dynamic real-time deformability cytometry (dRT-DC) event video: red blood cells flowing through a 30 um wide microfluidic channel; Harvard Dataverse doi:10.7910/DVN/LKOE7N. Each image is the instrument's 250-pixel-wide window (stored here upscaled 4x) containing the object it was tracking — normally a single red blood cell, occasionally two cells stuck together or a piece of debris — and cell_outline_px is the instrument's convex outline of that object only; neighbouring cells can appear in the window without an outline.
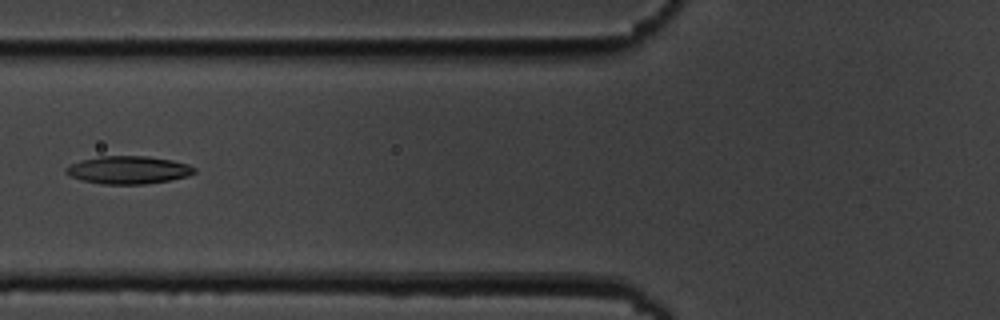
{"species": "common noctule bat (a hibernating species)", "species_latin": "Nyctalus noctula", "temperature_condition": "cold", "stored_images_in_passage": 14, "camera_frame_rate_fps": 3000, "um_per_image_px": 0.085, "animal": {"sex": "male", "body_mass_g": 19.5, "forearm_length_mm": 54.6}, "frame": {"image": 1, "passage_image": 5, "time_ms": 5.667, "image_size_px": [1000, 320], "cell_outline_px": [[196, 172], [188, 176], [172, 180], [144, 184], [100, 184], [80, 180], [64, 172], [64, 168], [80, 160], [100, 156], [148, 156], [172, 160], [188, 164], [196, 168]], "centroid_in_image_um": [10.92, 14.45], "position_along_channel_um": 114.9, "area_um2": 20.98}}
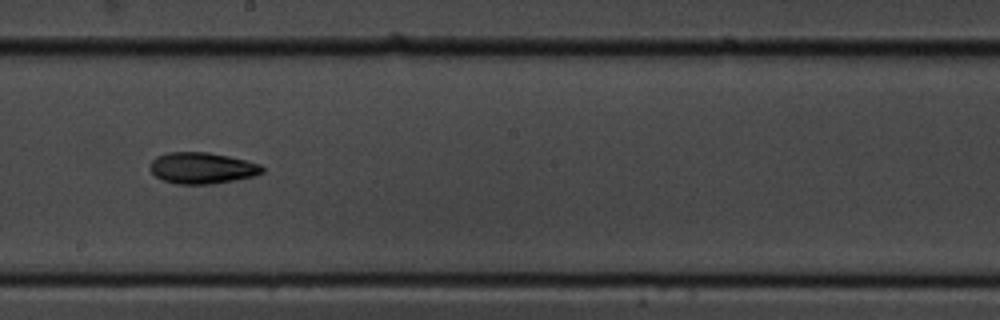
{"frame": {"image": 2, "passage_image": 8, "time_ms": 9.0, "image_size_px": [1000, 320], "cell_outline_px": [[264, 172], [252, 176], [236, 180], [212, 184], [176, 184], [164, 180], [156, 176], [148, 168], [152, 160], [156, 156], [168, 152], [208, 152], [228, 156], [260, 164], [264, 168]], "centroid_in_image_um": [17.16, 14.28], "position_along_channel_um": 231.0, "area_um2": 20.46}}
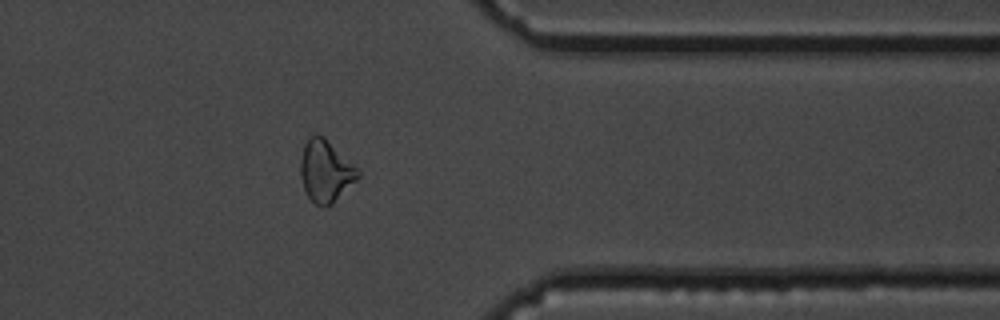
{"frame": {"image": 3, "passage_image": 12, "time_ms": 13.667, "image_size_px": [1000, 320], "cell_outline_px": [[360, 176], [332, 204], [324, 208], [316, 204], [308, 196], [304, 188], [300, 176], [300, 160], [304, 144], [312, 136], [324, 136], [360, 172]], "centroid_in_image_um": [27.65, 14.57], "position_along_channel_um": 383.7, "area_um2": 20.29}, "authors_computed_cell_mechanics": {"area_um2": 20.23, "velocity_mm_per_s": 3.4849, "shape_relaxation_time_tau1_ms": 5.7778, "shape_relaxation_time_tau2_ms": null, "deformation_change_tau1": 0.1205, "deformation_change_tau2": null}}